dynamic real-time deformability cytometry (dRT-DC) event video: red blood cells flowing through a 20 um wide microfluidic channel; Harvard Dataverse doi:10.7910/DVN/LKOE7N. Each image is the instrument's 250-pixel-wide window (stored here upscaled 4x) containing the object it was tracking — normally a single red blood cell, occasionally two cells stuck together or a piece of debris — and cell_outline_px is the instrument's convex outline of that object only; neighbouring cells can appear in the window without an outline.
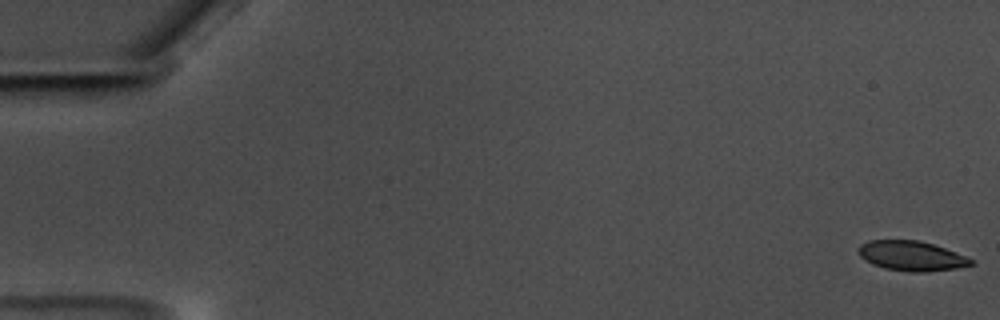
{"species": "common noctule bat (a hibernating species)", "species_latin": "Nyctalus noctula", "temperature_condition": "warm", "stored_images_in_passage": 59, "camera_frame_rate_fps": 3000, "um_per_image_px": 0.085, "animal": {"sex": "male", "body_mass_g": 17.5, "forearm_length_mm": 52.3}, "frame": {"image": 1, "passage_image": 1, "time_ms": 0.0, "image_size_px": [1000, 320], "cell_outline_px": [[976, 264], [956, 268], [924, 272], [912, 272], [884, 268], [872, 264], [864, 260], [860, 256], [856, 248], [860, 244], [868, 240], [916, 240], [932, 244], [944, 248], [964, 256], [972, 260]], "centroid_in_image_um": [77.41, 21.75], "position_along_channel_um": 7.6, "area_um2": 19.48}}
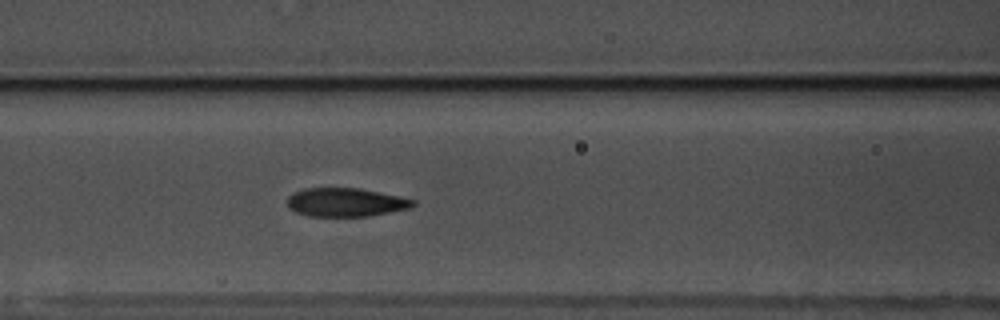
{"frame": {"image": 2, "passage_image": 26, "time_ms": 8.333, "image_size_px": [1000, 320], "cell_outline_px": [[416, 204], [408, 208], [368, 216], [308, 216], [296, 212], [288, 208], [288, 196], [292, 192], [304, 188], [360, 188], [400, 196], [416, 200]], "centroid_in_image_um": [29.36, 17.18], "position_along_channel_um": 137.2, "area_um2": 20.98}}
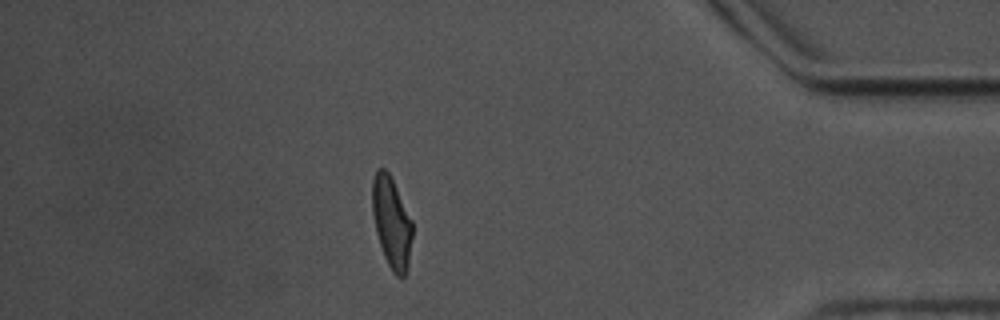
{"frame": {"image": 3, "passage_image": 52, "time_ms": 17.0, "image_size_px": [1000, 320], "cell_outline_px": [[412, 236], [408, 264], [404, 276], [396, 276], [392, 272], [384, 256], [376, 232], [372, 212], [372, 180], [376, 168], [384, 168], [388, 172], [412, 220]], "centroid_in_image_um": [33.27, 18.89], "position_along_channel_um": 401.9, "area_um2": 21.04}, "authors_computed_cell_mechanics": {"area_um2": 21.2126, "velocity_mm_per_s": 3.5024, "shape_relaxation_time_tau1_ms": 4.4627, "shape_relaxation_time_tau2_ms": 1.3802, "deformation_change_tau1": 0.1633, "deformation_change_tau2": 0.0743}}